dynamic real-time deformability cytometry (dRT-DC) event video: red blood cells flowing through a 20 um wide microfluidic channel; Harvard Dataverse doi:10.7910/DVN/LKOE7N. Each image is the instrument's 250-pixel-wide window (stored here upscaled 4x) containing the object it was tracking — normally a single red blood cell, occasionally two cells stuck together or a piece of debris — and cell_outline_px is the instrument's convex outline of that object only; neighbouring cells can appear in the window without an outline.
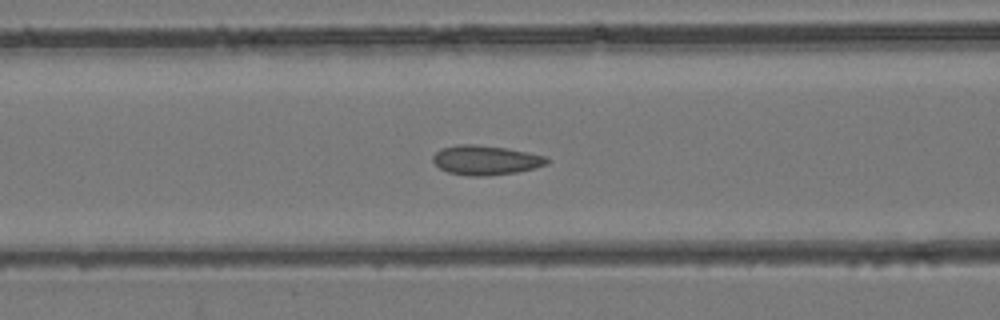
{"species": "common noctule bat (a hibernating species)", "species_latin": "Nyctalus noctula", "temperature_condition": "room temperature", "stored_images_in_passage": 45, "camera_frame_rate_fps": 3000, "um_per_image_px": 0.085, "animal": {"sex": "female", "body_mass_g": 24.6, "forearm_length_mm": 56.2}, "frame": {"image": 1, "passage_image": 19, "time_ms": 6.0, "image_size_px": [1000, 320], "cell_outline_px": [[548, 164], [536, 168], [520, 172], [488, 176], [468, 176], [448, 172], [440, 168], [432, 160], [432, 156], [440, 148], [456, 144], [476, 144], [504, 148], [528, 152], [548, 156]], "centroid_in_image_um": [41.3, 13.61], "position_along_channel_um": 125.3, "area_um2": 19.88}}
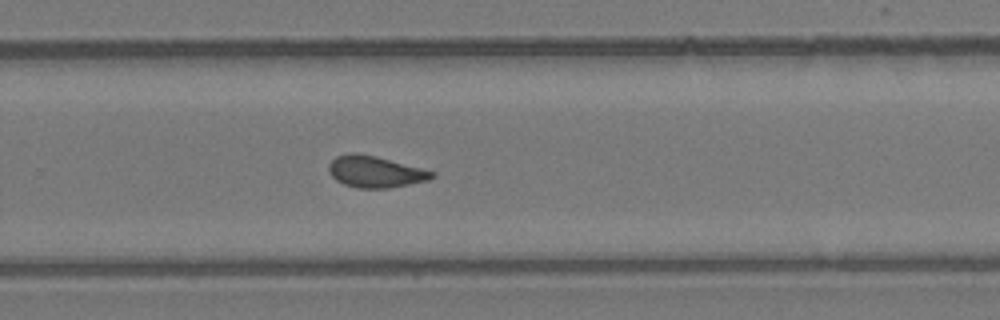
{"frame": {"image": 2, "passage_image": 30, "time_ms": 9.667, "image_size_px": [1000, 320], "cell_outline_px": [[436, 176], [428, 180], [388, 188], [356, 188], [344, 184], [336, 180], [328, 172], [328, 164], [336, 156], [348, 152], [356, 152], [376, 156], [436, 172]], "centroid_in_image_um": [31.86, 14.59], "position_along_channel_um": 297.9, "area_um2": 19.02}}
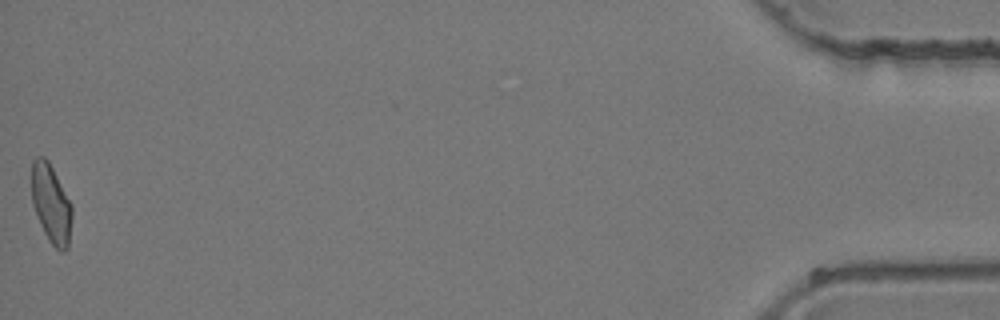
{"frame": {"image": 3, "passage_image": 45, "time_ms": 14.667, "image_size_px": [1000, 320], "cell_outline_px": [[72, 216], [68, 248], [64, 252], [60, 252], [48, 240], [40, 224], [32, 204], [32, 160], [36, 156], [44, 156], [48, 160], [72, 204]], "centroid_in_image_um": [4.35, 17.33], "position_along_channel_um": 430.9, "area_um2": 18.61}}